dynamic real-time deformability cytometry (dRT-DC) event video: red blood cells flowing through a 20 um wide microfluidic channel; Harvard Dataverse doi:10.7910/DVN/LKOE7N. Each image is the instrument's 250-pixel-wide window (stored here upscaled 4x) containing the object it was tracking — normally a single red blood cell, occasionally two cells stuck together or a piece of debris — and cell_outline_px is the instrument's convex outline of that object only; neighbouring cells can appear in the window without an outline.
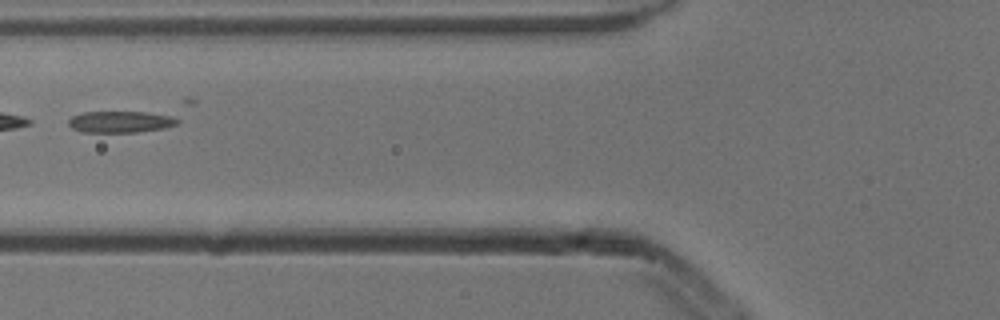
{"species": "common noctule bat (a hibernating species)", "species_latin": "Nyctalus noctula", "temperature_condition": "cold", "stored_images_in_passage": 8, "camera_frame_rate_fps": 3000, "um_per_image_px": 0.085, "animal": {"sex": "male", "body_mass_g": 13.3}, "frame": {"image": 1, "passage_image": 4, "time_ms": 1.0, "image_size_px": [1000, 320], "cell_outline_px": [[196, 104], [180, 124], [164, 128], [136, 132], [84, 132], [72, 128], [68, 124], [68, 120], [72, 116], [80, 112], [184, 100], [196, 100]], "centroid_in_image_um": [11.3, 10.0], "position_along_channel_um": 114.5, "area_um2": 20.23}}
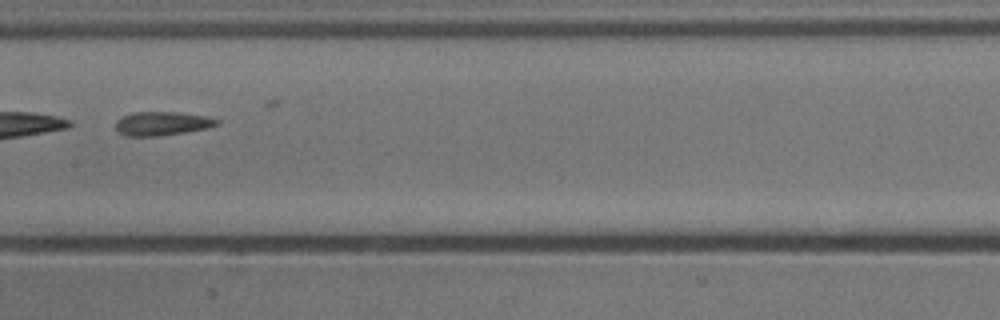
{"frame": {"image": 2, "passage_image": 6, "time_ms": 1.667, "image_size_px": [1000, 320], "cell_outline_px": [[220, 124], [208, 128], [160, 136], [124, 136], [116, 128], [116, 120], [120, 116], [132, 112], [176, 112], [204, 116], [220, 120]], "centroid_in_image_um": [13.75, 10.5], "position_along_channel_um": 193.6, "area_um2": 14.1}}
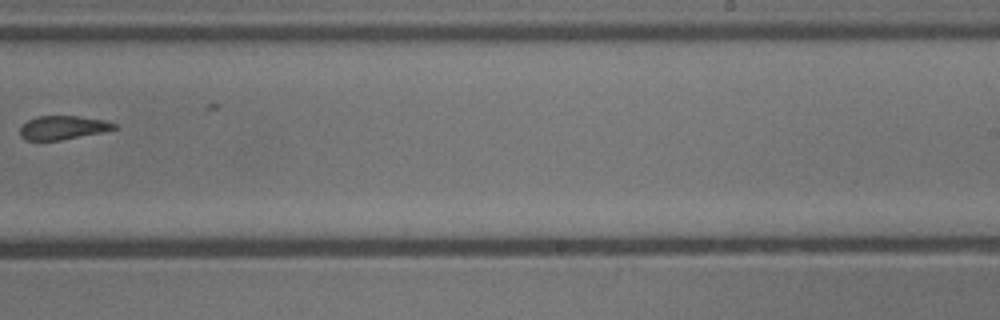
{"frame": {"image": 3, "passage_image": 8, "time_ms": 2.333, "image_size_px": [1000, 320], "cell_outline_px": [[120, 128], [104, 132], [60, 140], [24, 140], [20, 136], [20, 128], [28, 120], [36, 116], [76, 116], [104, 120], [116, 124]], "centroid_in_image_um": [5.37, 10.85], "position_along_channel_um": 283.6, "area_um2": 13.06}}